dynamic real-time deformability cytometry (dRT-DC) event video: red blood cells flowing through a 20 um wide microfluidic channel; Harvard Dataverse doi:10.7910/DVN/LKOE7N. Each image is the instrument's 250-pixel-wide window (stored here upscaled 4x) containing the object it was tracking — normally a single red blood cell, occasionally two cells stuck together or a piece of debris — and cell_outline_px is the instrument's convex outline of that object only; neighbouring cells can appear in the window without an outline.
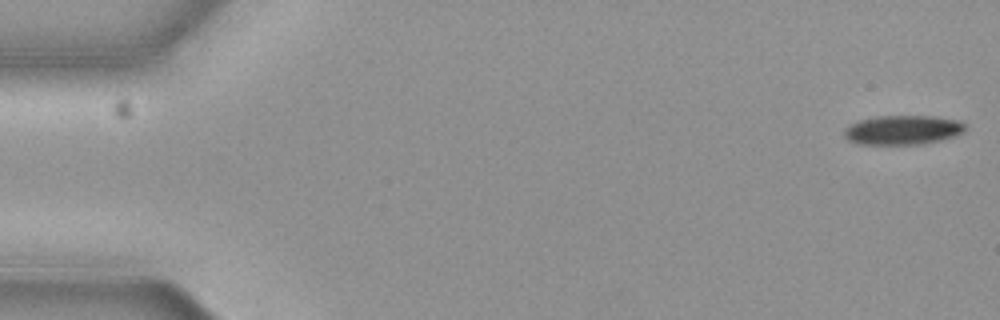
{"species": "common noctule bat (a hibernating species)", "species_latin": "Nyctalus noctula", "temperature_condition": "cold", "stored_images_in_passage": 6, "camera_frame_rate_fps": 3000, "um_per_image_px": 0.085, "animal": {"sex": "female", "body_mass_g": 19.3, "forearm_length_mm": 54.1}, "frame": {"image": 1, "passage_image": 1, "time_ms": 0.0, "image_size_px": [1000, 320], "cell_outline_px": [[964, 132], [940, 140], [920, 144], [860, 144], [848, 140], [844, 136], [844, 132], [852, 124], [860, 120], [876, 116], [932, 116], [960, 120], [964, 124]], "centroid_in_image_um": [76.74, 11.04], "position_along_channel_um": 8.3, "area_um2": 20.4}}